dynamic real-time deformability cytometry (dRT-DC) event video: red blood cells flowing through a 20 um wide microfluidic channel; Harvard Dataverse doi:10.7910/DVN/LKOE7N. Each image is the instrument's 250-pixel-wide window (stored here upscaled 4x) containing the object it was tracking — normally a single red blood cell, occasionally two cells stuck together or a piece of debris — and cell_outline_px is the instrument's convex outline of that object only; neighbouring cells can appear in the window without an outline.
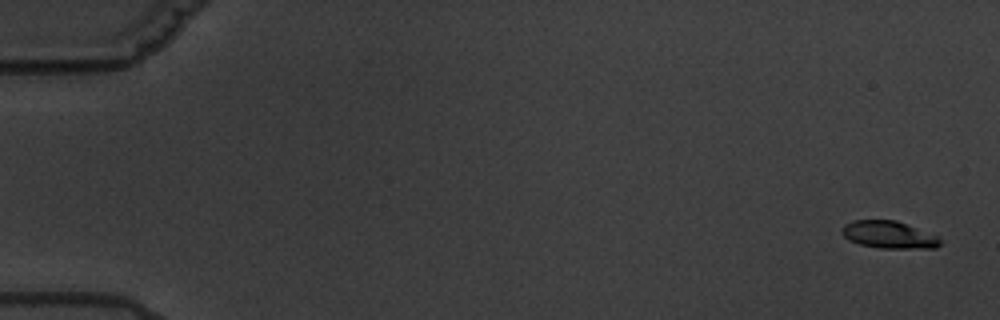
{"species": "common noctule bat (a hibernating species)", "species_latin": "Nyctalus noctula", "temperature_condition": "warm", "stored_images_in_passage": 7, "camera_frame_rate_fps": 3000, "um_per_image_px": 0.085, "animal": {"sex": "male", "body_mass_g": 19.5, "forearm_length_mm": 54.6}, "frame": {"image": 1, "passage_image": 1, "time_ms": 0.0, "image_size_px": [1000, 320], "cell_outline_px": [[940, 244], [936, 248], [880, 248], [860, 244], [848, 240], [840, 232], [844, 224], [852, 220], [896, 220], [936, 236], [940, 240]], "centroid_in_image_um": [75.49, 19.95], "position_along_channel_um": 9.5, "area_um2": 15.49}}